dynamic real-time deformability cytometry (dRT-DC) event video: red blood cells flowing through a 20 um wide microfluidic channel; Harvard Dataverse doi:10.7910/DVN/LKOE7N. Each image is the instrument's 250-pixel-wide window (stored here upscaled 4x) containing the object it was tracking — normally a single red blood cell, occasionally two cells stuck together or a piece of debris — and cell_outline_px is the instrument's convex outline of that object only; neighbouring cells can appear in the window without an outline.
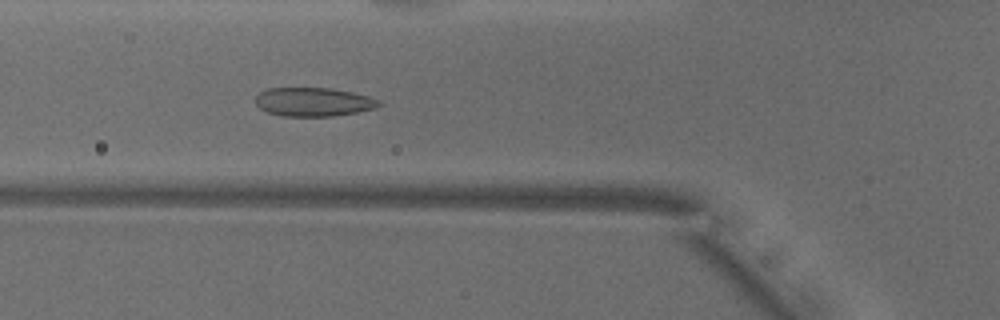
{"species": "common noctule bat (a hibernating species)", "species_latin": "Nyctalus noctula", "temperature_condition": "warm", "stored_images_in_passage": 51, "camera_frame_rate_fps": 3000, "um_per_image_px": 0.085, "animal": {"sex": "male", "body_mass_g": 18.8}, "frame": {"image": 1, "passage_image": 18, "time_ms": 5.667, "image_size_px": [1000, 320], "cell_outline_px": [[380, 104], [376, 108], [356, 112], [332, 116], [280, 116], [268, 112], [260, 108], [256, 104], [256, 96], [260, 92], [268, 88], [332, 88], [352, 92], [368, 96], [380, 100]], "centroid_in_image_um": [26.64, 8.66], "position_along_channel_um": 99.2, "area_um2": 20.63}}
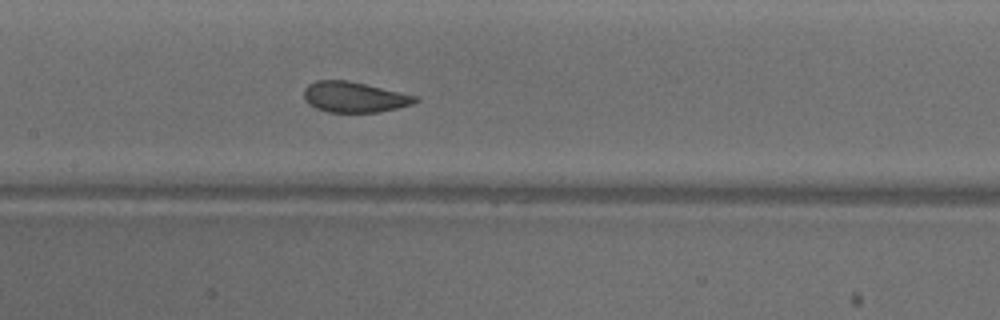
{"frame": {"image": 2, "passage_image": 24, "time_ms": 7.667, "image_size_px": [1000, 320], "cell_outline_px": [[420, 100], [412, 104], [380, 112], [328, 112], [316, 108], [308, 104], [304, 96], [304, 88], [308, 84], [316, 80], [348, 80], [416, 96]], "centroid_in_image_um": [30.08, 8.25], "position_along_channel_um": 177.3, "area_um2": 19.71}}
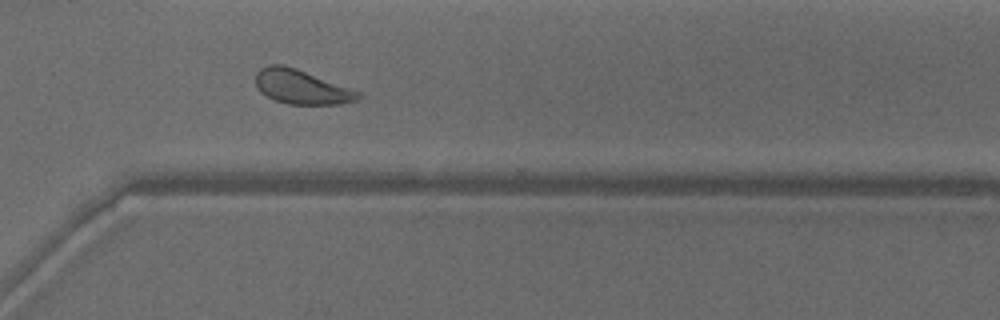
{"frame": {"image": 3, "passage_image": 37, "time_ms": 12.0, "image_size_px": [1000, 320], "cell_outline_px": [[364, 96], [356, 100], [340, 104], [288, 104], [276, 100], [260, 92], [256, 88], [256, 72], [260, 68], [268, 64], [284, 64], [296, 68], [360, 92]], "centroid_in_image_um": [25.6, 7.38], "position_along_channel_um": 345.0, "area_um2": 20.4}, "authors_computed_cell_mechanics": {"area_um2": 21.386, "velocity_mm_per_s": 3.876, "shape_relaxation_time_tau1_ms": 3.2793, "shape_relaxation_time_tau2_ms": 1.6418, "deformation_change_tau1": 0.1019, "deformation_change_tau2": 0.0571}}